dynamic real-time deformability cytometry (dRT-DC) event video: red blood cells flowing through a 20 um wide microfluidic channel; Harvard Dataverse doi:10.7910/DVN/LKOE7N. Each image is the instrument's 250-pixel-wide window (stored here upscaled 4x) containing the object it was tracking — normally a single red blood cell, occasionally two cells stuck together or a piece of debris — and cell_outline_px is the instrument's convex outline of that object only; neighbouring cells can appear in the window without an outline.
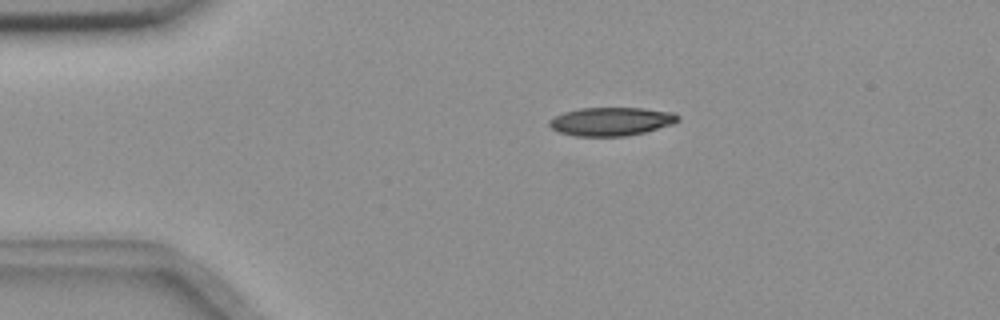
{"species": "common noctule bat (a hibernating species)", "species_latin": "Nyctalus noctula", "temperature_condition": "room temperature", "stored_images_in_passage": 7, "camera_frame_rate_fps": 3000, "um_per_image_px": 0.085, "animal": {"sex": "female", "body_mass_g": 18.4}, "frame": {"image": 1, "passage_image": 2, "time_ms": 0.333, "image_size_px": [1000, 320], "cell_outline_px": [[680, 120], [672, 124], [644, 132], [628, 136], [572, 136], [560, 132], [552, 128], [548, 124], [548, 120], [564, 112], [580, 108], [644, 108], [676, 112], [680, 116]], "centroid_in_image_um": [51.98, 10.32], "position_along_channel_um": 33.0, "area_um2": 21.44}}
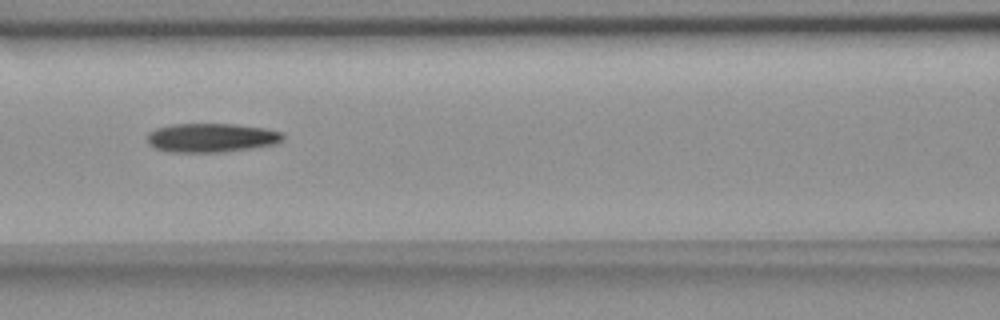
{"frame": {"image": 2, "passage_image": 6, "time_ms": 1.667, "image_size_px": [1000, 320], "cell_outline_px": [[284, 140], [276, 144], [252, 148], [224, 152], [168, 152], [156, 148], [148, 144], [148, 132], [156, 128], [172, 124], [236, 124], [264, 128], [280, 132], [284, 136]], "centroid_in_image_um": [17.97, 11.71], "position_along_channel_um": 148.6, "area_um2": 23.0}}
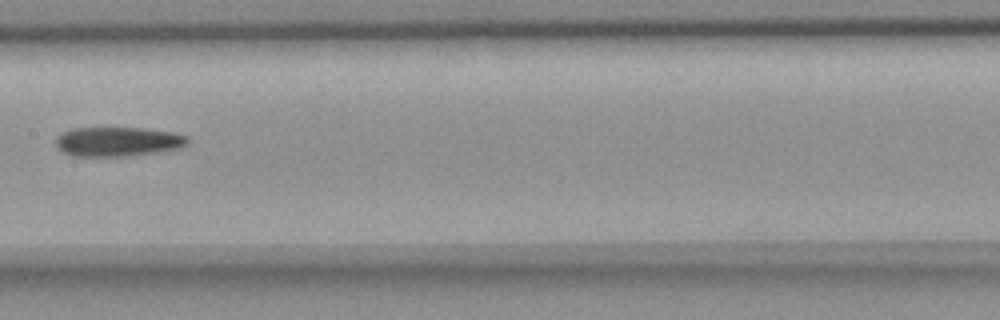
{"frame": {"image": 3, "passage_image": 7, "time_ms": 2.0, "image_size_px": [1000, 320], "cell_outline_px": [[188, 144], [180, 148], [156, 152], [128, 156], [72, 156], [60, 152], [56, 144], [56, 136], [60, 132], [72, 128], [140, 128], [172, 132], [188, 136]], "centroid_in_image_um": [9.97, 12.04], "position_along_channel_um": 197.4, "area_um2": 22.77}}